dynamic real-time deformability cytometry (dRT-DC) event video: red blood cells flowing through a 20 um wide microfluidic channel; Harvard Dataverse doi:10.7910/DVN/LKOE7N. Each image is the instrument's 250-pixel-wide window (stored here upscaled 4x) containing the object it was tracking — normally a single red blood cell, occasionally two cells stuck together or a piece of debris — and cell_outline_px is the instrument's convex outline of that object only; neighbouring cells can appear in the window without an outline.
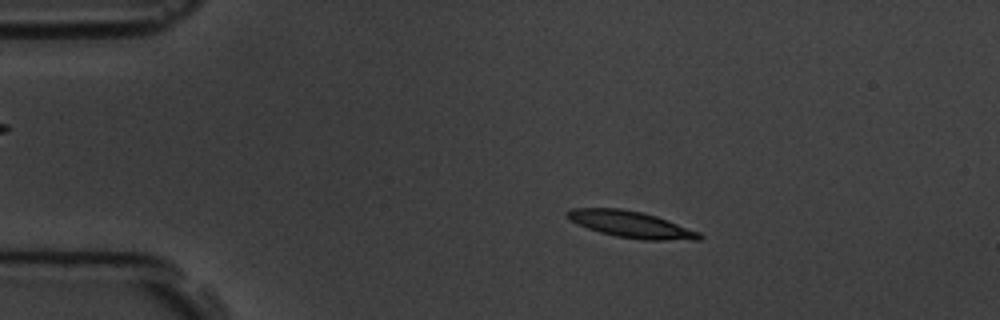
{"species": "common noctule bat (a hibernating species)", "species_latin": "Nyctalus noctula", "temperature_condition": "room temperature", "stored_images_in_passage": 9, "camera_frame_rate_fps": 3000, "um_per_image_px": 0.085, "animal": {"sex": "male", "body_mass_g": 19.5, "forearm_length_mm": 54.6}, "frame": {"image": 1, "passage_image": 3, "time_ms": 2.333, "image_size_px": [1000, 320], "cell_outline_px": [[704, 236], [700, 240], [644, 240], [616, 236], [600, 232], [576, 224], [564, 216], [564, 212], [572, 208], [620, 208], [640, 212], [656, 216], [668, 220], [700, 232]], "centroid_in_image_um": [53.62, 19.07], "position_along_channel_um": 31.4, "area_um2": 20.52}}
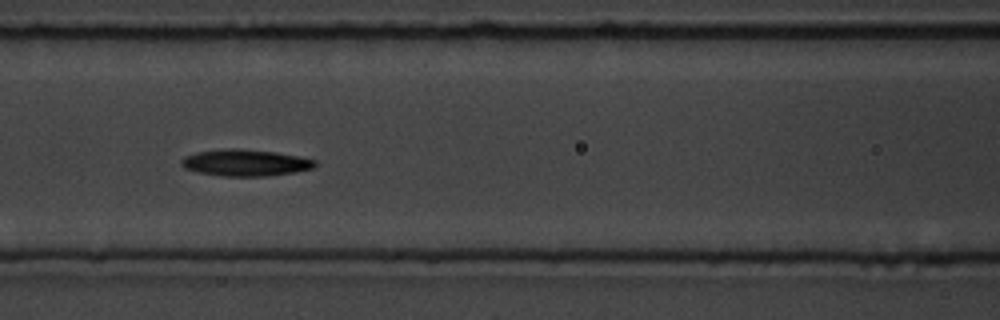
{"frame": {"image": 2, "passage_image": 7, "time_ms": 7.0, "image_size_px": [1000, 320], "cell_outline_px": [[316, 164], [312, 168], [296, 172], [264, 176], [224, 176], [196, 172], [184, 168], [180, 164], [180, 160], [184, 156], [196, 152], [228, 148], [240, 148], [272, 152], [296, 156], [316, 160]], "centroid_in_image_um": [20.79, 13.83], "position_along_channel_um": 145.8, "area_um2": 20.63}}
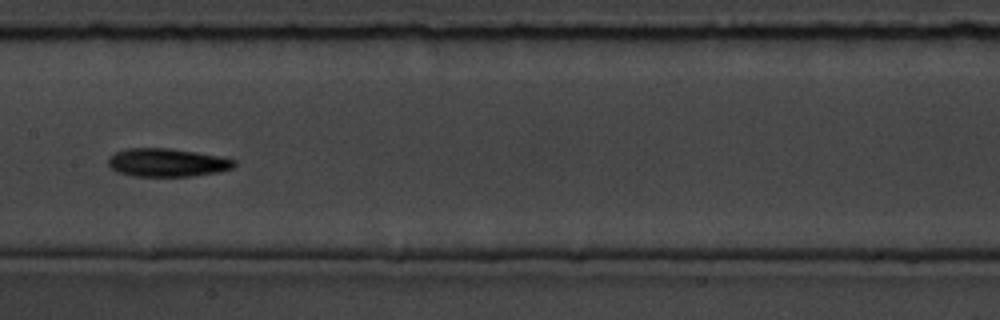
{"frame": {"image": 3, "passage_image": 8, "time_ms": 8.333, "image_size_px": [1000, 320], "cell_outline_px": [[236, 164], [232, 168], [220, 172], [192, 176], [132, 176], [116, 172], [108, 164], [108, 160], [116, 152], [128, 148], [172, 148], [220, 156], [236, 160]], "centroid_in_image_um": [14.23, 13.82], "position_along_channel_um": 193.2, "area_um2": 20.81}}